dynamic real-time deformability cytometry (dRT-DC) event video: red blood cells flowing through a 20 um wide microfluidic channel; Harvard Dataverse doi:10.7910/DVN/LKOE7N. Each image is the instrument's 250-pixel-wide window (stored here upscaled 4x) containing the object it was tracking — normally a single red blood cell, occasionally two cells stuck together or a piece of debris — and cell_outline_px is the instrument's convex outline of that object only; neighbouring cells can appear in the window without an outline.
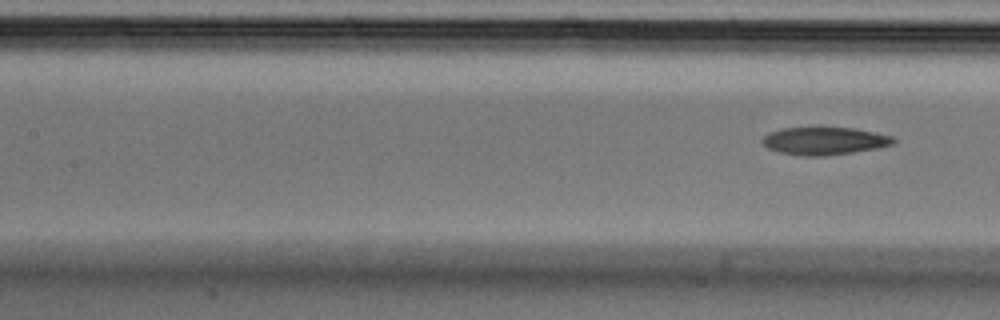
{"species": "Egyptian fruit bat (a non-hibernating species)", "species_latin": "Rousettus aegyptiacus", "temperature_condition": "cold", "stored_images_in_passage": 5, "camera_frame_rate_fps": 3000, "um_per_image_px": 0.085, "animal": {"sex": "male"}, "frame": {"image": 1, "passage_image": 5, "time_ms": 1.333, "image_size_px": [1000, 320], "cell_outline_px": [[896, 144], [876, 148], [852, 152], [824, 156], [800, 156], [780, 152], [768, 148], [760, 140], [768, 132], [784, 128], [856, 128], [892, 136], [896, 140]], "centroid_in_image_um": [70.08, 11.98], "position_along_channel_um": 137.3, "area_um2": 21.1}}